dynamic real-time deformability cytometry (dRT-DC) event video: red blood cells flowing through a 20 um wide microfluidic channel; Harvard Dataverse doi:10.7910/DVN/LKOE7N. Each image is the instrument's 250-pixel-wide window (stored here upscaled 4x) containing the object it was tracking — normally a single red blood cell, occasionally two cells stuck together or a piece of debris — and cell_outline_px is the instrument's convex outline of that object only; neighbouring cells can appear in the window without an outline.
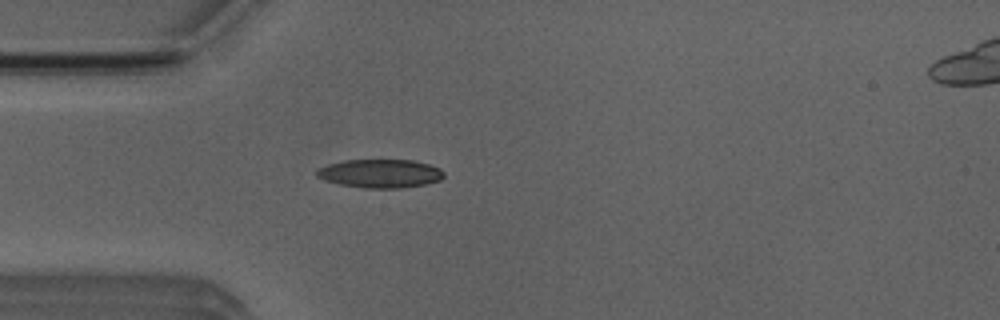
{"species": "Egyptian fruit bat (a non-hibernating species)", "species_latin": "Rousettus aegyptiacus", "temperature_condition": "room temperature", "stored_images_in_passage": 2, "camera_frame_rate_fps": 3000, "um_per_image_px": 0.085, "animal": {"sex": "male"}, "frame": {"image": 1, "passage_image": 2, "time_ms": 1.333, "image_size_px": [1000, 320], "cell_outline_px": [[444, 176], [440, 180], [424, 184], [404, 188], [364, 188], [340, 184], [324, 180], [316, 176], [316, 172], [320, 168], [328, 164], [344, 160], [412, 160], [428, 164], [440, 168], [444, 172]], "centroid_in_image_um": [32.33, 14.75], "position_along_channel_um": 52.7, "area_um2": 21.1}}